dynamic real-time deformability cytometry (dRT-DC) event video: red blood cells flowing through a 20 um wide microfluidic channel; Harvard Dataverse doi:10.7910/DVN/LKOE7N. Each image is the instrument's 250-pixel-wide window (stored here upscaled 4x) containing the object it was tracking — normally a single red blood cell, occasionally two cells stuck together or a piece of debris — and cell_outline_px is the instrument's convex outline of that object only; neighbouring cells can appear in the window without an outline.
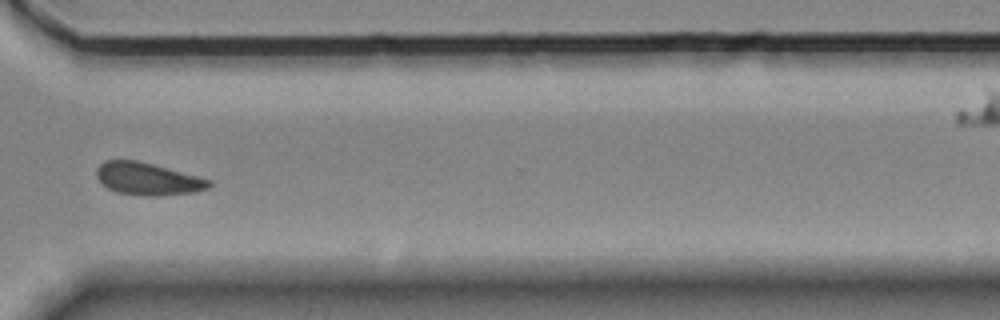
{"species": "Egyptian fruit bat (a non-hibernating species)", "species_latin": "Rousettus aegyptiacus", "temperature_condition": "room temperature", "stored_images_in_passage": 14, "camera_frame_rate_fps": 3000, "um_per_image_px": 0.085, "animal": {"sex": "female"}, "frame": {"image": 1, "passage_image": 12, "time_ms": 3.667, "image_size_px": [1000, 320], "cell_outline_px": [[212, 184], [208, 188], [192, 192], [156, 196], [144, 196], [116, 192], [108, 188], [96, 176], [96, 168], [104, 160], [136, 160], [152, 164], [212, 180]], "centroid_in_image_um": [12.53, 15.2], "position_along_channel_um": 358.1, "area_um2": 21.04}}